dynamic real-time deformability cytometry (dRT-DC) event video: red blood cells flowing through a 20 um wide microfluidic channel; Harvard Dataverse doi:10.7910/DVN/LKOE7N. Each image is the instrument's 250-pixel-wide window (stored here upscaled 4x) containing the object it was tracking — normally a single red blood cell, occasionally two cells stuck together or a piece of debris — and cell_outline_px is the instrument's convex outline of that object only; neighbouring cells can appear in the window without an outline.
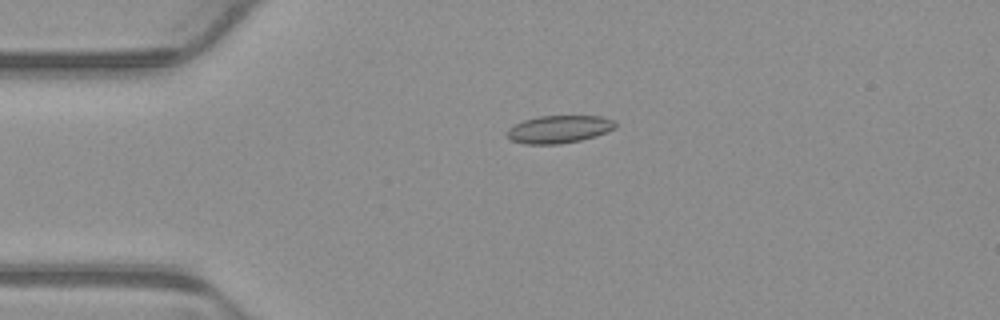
{"species": "common noctule bat (a hibernating species)", "species_latin": "Nyctalus noctula", "temperature_condition": "warm", "stored_images_in_passage": 5, "camera_frame_rate_fps": 3000, "um_per_image_px": 0.085, "animal": {"sex": "male", "body_mass_g": 23.1, "forearm_length_mm": 52.7}, "frame": {"image": 1, "passage_image": 3, "time_ms": 0.667, "image_size_px": [1000, 320], "cell_outline_px": [[616, 128], [596, 136], [580, 140], [556, 144], [524, 144], [512, 140], [508, 136], [508, 128], [524, 120], [540, 116], [600, 116], [616, 120]], "centroid_in_image_um": [47.56, 10.98], "position_along_channel_um": 37.4, "area_um2": 17.34}}
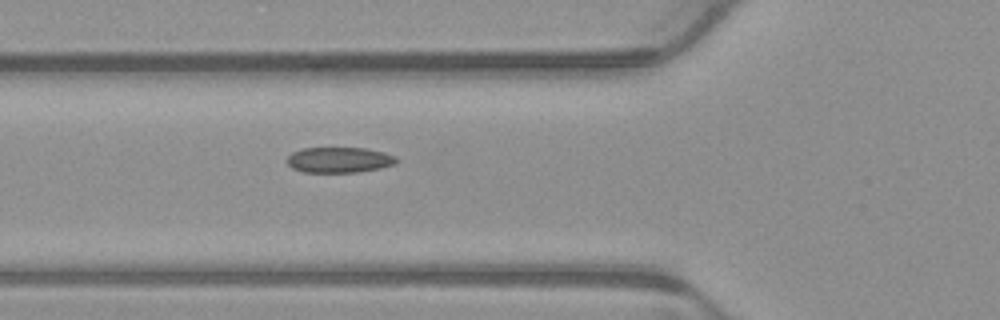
{"frame": {"image": 2, "passage_image": 5, "time_ms": 1.333, "image_size_px": [1000, 320], "cell_outline_px": [[400, 160], [396, 164], [380, 168], [356, 172], [304, 172], [292, 168], [284, 160], [292, 152], [304, 148], [364, 148], [384, 152], [396, 156]], "centroid_in_image_um": [28.84, 13.59], "position_along_channel_um": 97.0, "area_um2": 16.42}}